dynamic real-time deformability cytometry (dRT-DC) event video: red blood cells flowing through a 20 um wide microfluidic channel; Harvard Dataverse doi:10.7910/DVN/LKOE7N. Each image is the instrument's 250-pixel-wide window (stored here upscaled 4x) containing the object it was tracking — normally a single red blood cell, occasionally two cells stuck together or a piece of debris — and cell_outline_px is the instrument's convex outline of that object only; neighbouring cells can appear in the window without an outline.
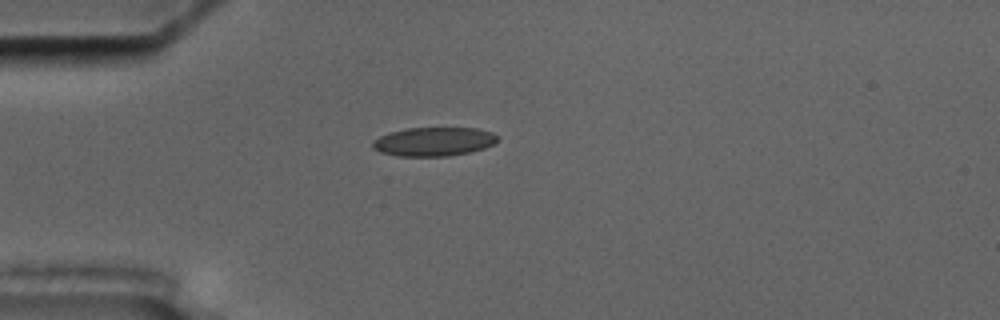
{"species": "common noctule bat (a hibernating species)", "species_latin": "Nyctalus noctula", "temperature_condition": "cold", "stored_images_in_passage": 12, "camera_frame_rate_fps": 3000, "um_per_image_px": 0.085, "animal": {"sex": "male", "body_mass_g": 17.5, "forearm_length_mm": 52.3}, "frame": {"image": 1, "passage_image": 1, "time_ms": 0.0, "image_size_px": [1000, 320], "cell_outline_px": [[500, 140], [496, 144], [484, 148], [468, 152], [448, 156], [400, 156], [380, 152], [372, 148], [372, 140], [388, 132], [408, 128], [476, 128], [492, 132], [500, 136]], "centroid_in_image_um": [36.9, 12.03], "position_along_channel_um": 48.1, "area_um2": 21.21}}
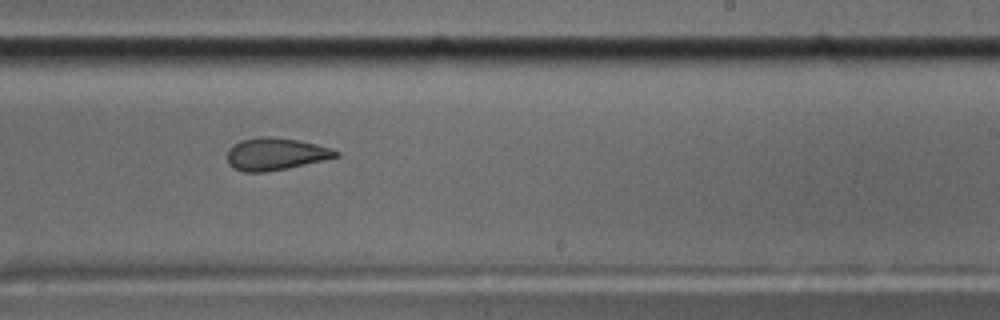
{"frame": {"image": 2, "passage_image": 7, "time_ms": 6.667, "image_size_px": [1000, 320], "cell_outline_px": [[340, 156], [288, 168], [264, 172], [244, 172], [232, 168], [228, 164], [228, 148], [232, 144], [240, 140], [260, 136], [268, 136], [300, 140], [332, 148], [340, 152]], "centroid_in_image_um": [23.4, 13.08], "position_along_channel_um": 265.6, "area_um2": 20.63}}
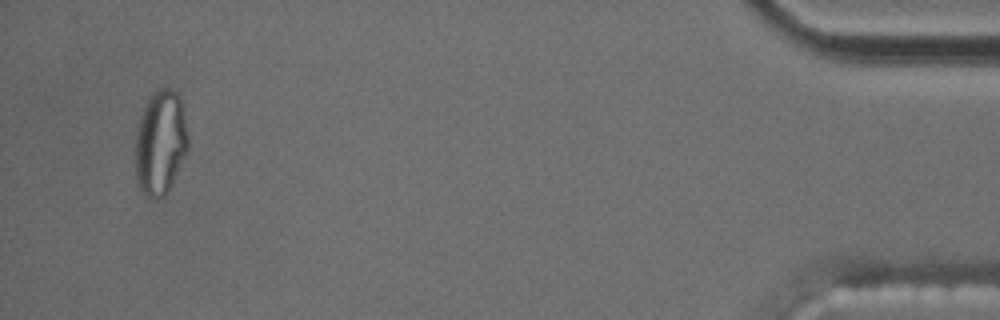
{"frame": {"image": 3, "passage_image": 12, "time_ms": 13.333, "image_size_px": [1000, 320], "cell_outline_px": [[188, 148], [172, 184], [168, 192], [164, 196], [156, 200], [152, 200], [140, 188], [136, 180], [136, 132], [140, 116], [152, 92], [156, 88], [164, 84], [180, 92], [188, 132]], "centroid_in_image_um": [13.66, 12.05], "position_along_channel_um": 421.5, "area_um2": 32.77}, "authors_computed_cell_mechanics": {"area_um2": 20.9236, "velocity_mm_per_s": 3.4869, "shape_relaxation_time_tau1_ms": null, "shape_relaxation_time_tau2_ms": 1.6154, "deformation_change_tau1": null, "deformation_change_tau2": 0.0458}}